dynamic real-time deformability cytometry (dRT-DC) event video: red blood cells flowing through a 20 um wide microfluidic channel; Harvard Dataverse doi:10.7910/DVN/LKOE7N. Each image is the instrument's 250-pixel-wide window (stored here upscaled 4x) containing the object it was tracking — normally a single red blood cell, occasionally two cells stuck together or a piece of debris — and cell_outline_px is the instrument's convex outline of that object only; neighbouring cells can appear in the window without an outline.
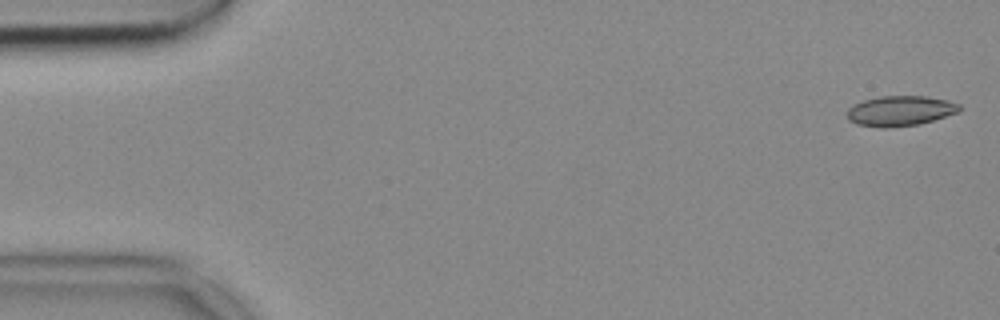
{"species": "common noctule bat (a hibernating species)", "species_latin": "Nyctalus noctula", "temperature_condition": "cold", "stored_images_in_passage": 52, "camera_frame_rate_fps": 3000, "um_per_image_px": 0.085, "animal": {"sex": "female", "body_mass_g": 18.4}, "frame": {"image": 1, "passage_image": 1, "time_ms": 0.0, "image_size_px": [1000, 320], "cell_outline_px": [[960, 112], [920, 124], [884, 128], [880, 128], [856, 124], [848, 120], [848, 108], [852, 104], [864, 100], [880, 96], [924, 96], [948, 100], [960, 104]], "centroid_in_image_um": [76.51, 9.43], "position_along_channel_um": 8.5, "area_um2": 19.88}}
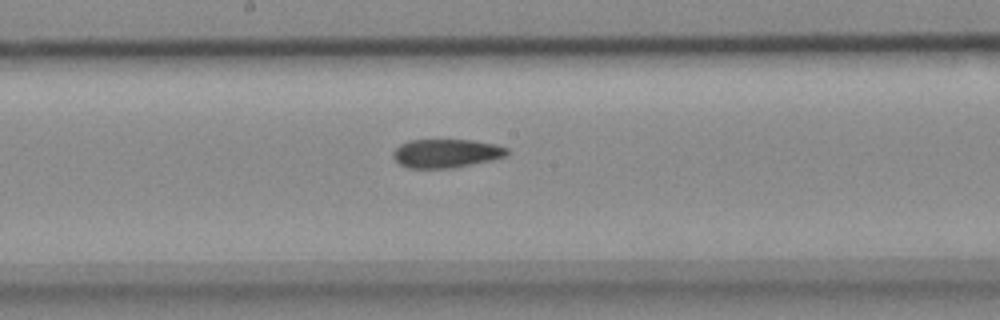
{"frame": {"image": 2, "passage_image": 27, "time_ms": 8.667, "image_size_px": [1000, 320], "cell_outline_px": [[508, 156], [492, 160], [452, 168], [408, 168], [400, 164], [392, 156], [392, 152], [400, 144], [408, 140], [472, 140], [496, 144], [508, 148]], "centroid_in_image_um": [37.94, 13.03], "position_along_channel_um": 210.3, "area_um2": 19.13}}
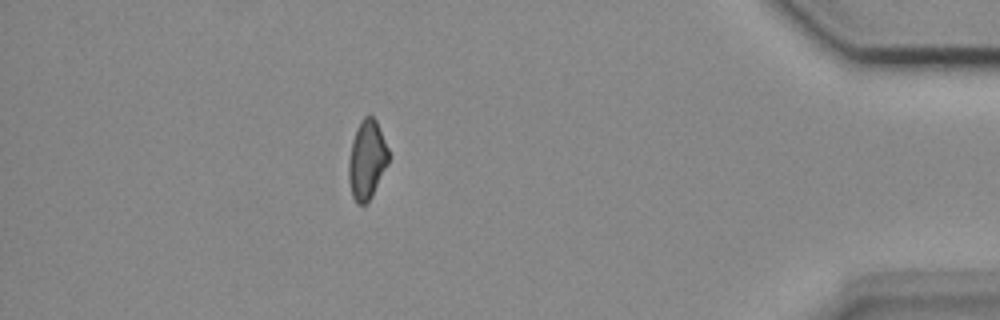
{"frame": {"image": 3, "passage_image": 46, "time_ms": 15.0, "image_size_px": [1000, 320], "cell_outline_px": [[388, 164], [372, 196], [364, 204], [356, 204], [352, 196], [348, 180], [348, 160], [352, 140], [360, 120], [364, 116], [372, 116], [376, 120], [388, 148]], "centroid_in_image_um": [31.17, 13.59], "position_along_channel_um": 404.0, "area_um2": 18.38}}